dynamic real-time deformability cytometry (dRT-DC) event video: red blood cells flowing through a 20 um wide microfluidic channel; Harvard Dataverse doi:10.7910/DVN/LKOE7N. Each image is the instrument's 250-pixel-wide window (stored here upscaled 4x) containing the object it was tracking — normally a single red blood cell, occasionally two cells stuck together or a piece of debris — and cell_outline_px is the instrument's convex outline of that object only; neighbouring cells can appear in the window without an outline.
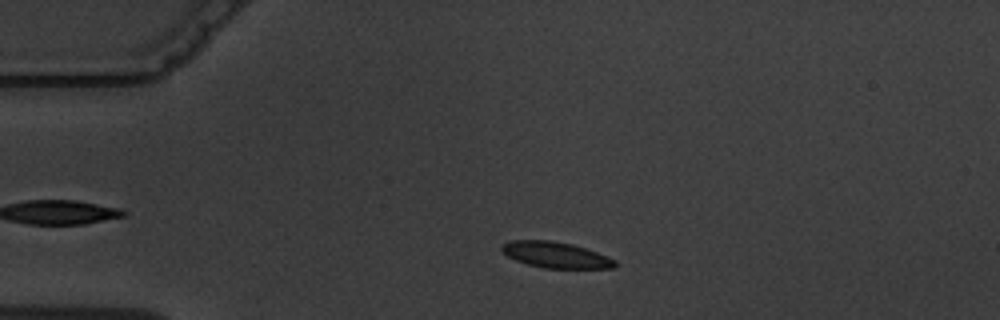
{"species": "common noctule bat (a hibernating species)", "species_latin": "Nyctalus noctula", "temperature_condition": "warm", "stored_images_in_passage": 3, "camera_frame_rate_fps": 3000, "um_per_image_px": 0.085, "animal": {"sex": "male", "body_mass_g": 19.5, "forearm_length_mm": 54.6}, "frame": {"image": 1, "passage_image": 2, "time_ms": 1.0, "image_size_px": [1000, 320], "cell_outline_px": [[616, 268], [544, 268], [528, 264], [516, 260], [508, 256], [500, 248], [500, 244], [508, 240], [548, 240], [572, 244], [596, 252], [616, 260]], "centroid_in_image_um": [47.2, 21.66], "position_along_channel_um": 37.8, "area_um2": 17.05}}